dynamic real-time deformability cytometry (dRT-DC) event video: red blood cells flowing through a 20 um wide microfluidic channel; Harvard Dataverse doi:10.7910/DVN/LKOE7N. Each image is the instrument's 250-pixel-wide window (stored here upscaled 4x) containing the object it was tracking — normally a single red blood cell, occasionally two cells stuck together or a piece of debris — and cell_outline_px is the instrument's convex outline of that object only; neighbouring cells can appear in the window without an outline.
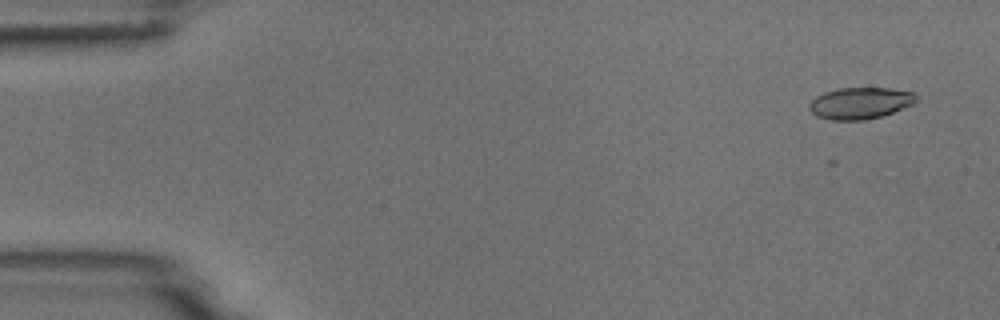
{"species": "common noctule bat (a hibernating species)", "species_latin": "Nyctalus noctula", "temperature_condition": "room temperature", "stored_images_in_passage": 6, "camera_frame_rate_fps": 3000, "um_per_image_px": 0.085, "animal": {"sex": "male", "body_mass_g": 18.8}, "frame": {"image": 1, "passage_image": 1, "time_ms": 0.0, "image_size_px": [1000, 320], "cell_outline_px": [[916, 100], [912, 104], [892, 112], [880, 116], [864, 120], [832, 120], [816, 116], [808, 108], [808, 104], [816, 96], [824, 92], [840, 88], [888, 88], [912, 92], [916, 96]], "centroid_in_image_um": [73.06, 8.76], "position_along_channel_um": 11.9, "area_um2": 19.48}}
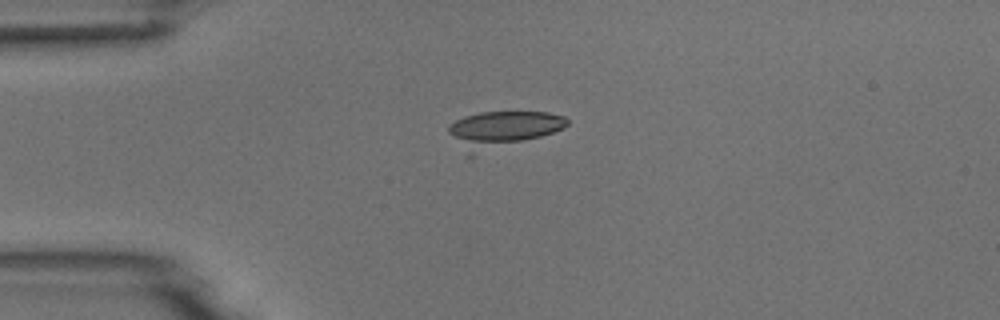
{"frame": {"image": 2, "passage_image": 4, "time_ms": 3.333, "image_size_px": [1000, 320], "cell_outline_px": [[568, 124], [564, 128], [540, 136], [524, 140], [480, 144], [476, 144], [456, 136], [448, 132], [448, 124], [464, 116], [480, 112], [548, 112], [564, 116], [568, 120]], "centroid_in_image_um": [42.99, 10.73], "position_along_channel_um": 42.0, "area_um2": 21.1}}